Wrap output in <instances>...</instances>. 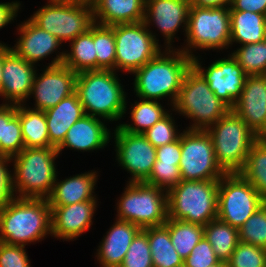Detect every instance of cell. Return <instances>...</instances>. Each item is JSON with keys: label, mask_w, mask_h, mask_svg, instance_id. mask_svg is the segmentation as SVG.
I'll return each instance as SVG.
<instances>
[{"label": "cell", "mask_w": 266, "mask_h": 267, "mask_svg": "<svg viewBox=\"0 0 266 267\" xmlns=\"http://www.w3.org/2000/svg\"><path fill=\"white\" fill-rule=\"evenodd\" d=\"M199 60L198 56L192 58V67L208 83L216 97L232 108L241 96L247 77L243 68L231 54L227 58L215 60L206 69Z\"/></svg>", "instance_id": "obj_16"}, {"label": "cell", "mask_w": 266, "mask_h": 267, "mask_svg": "<svg viewBox=\"0 0 266 267\" xmlns=\"http://www.w3.org/2000/svg\"><path fill=\"white\" fill-rule=\"evenodd\" d=\"M110 132L99 117L84 115L70 127L57 151L60 154L65 147L81 152L104 149L111 140Z\"/></svg>", "instance_id": "obj_21"}, {"label": "cell", "mask_w": 266, "mask_h": 267, "mask_svg": "<svg viewBox=\"0 0 266 267\" xmlns=\"http://www.w3.org/2000/svg\"><path fill=\"white\" fill-rule=\"evenodd\" d=\"M30 19L61 43L70 42L84 34L94 23L93 6L92 3L76 0L47 2Z\"/></svg>", "instance_id": "obj_10"}, {"label": "cell", "mask_w": 266, "mask_h": 267, "mask_svg": "<svg viewBox=\"0 0 266 267\" xmlns=\"http://www.w3.org/2000/svg\"><path fill=\"white\" fill-rule=\"evenodd\" d=\"M240 174L266 201V137L258 138L253 143Z\"/></svg>", "instance_id": "obj_35"}, {"label": "cell", "mask_w": 266, "mask_h": 267, "mask_svg": "<svg viewBox=\"0 0 266 267\" xmlns=\"http://www.w3.org/2000/svg\"><path fill=\"white\" fill-rule=\"evenodd\" d=\"M181 180L179 166L156 161L153 170L145 183L168 192L170 189L177 186Z\"/></svg>", "instance_id": "obj_42"}, {"label": "cell", "mask_w": 266, "mask_h": 267, "mask_svg": "<svg viewBox=\"0 0 266 267\" xmlns=\"http://www.w3.org/2000/svg\"><path fill=\"white\" fill-rule=\"evenodd\" d=\"M76 1H83V2H89V3H92L94 0H76Z\"/></svg>", "instance_id": "obj_53"}, {"label": "cell", "mask_w": 266, "mask_h": 267, "mask_svg": "<svg viewBox=\"0 0 266 267\" xmlns=\"http://www.w3.org/2000/svg\"><path fill=\"white\" fill-rule=\"evenodd\" d=\"M116 160L131 175L128 182H145L156 162V148L143 134L114 130Z\"/></svg>", "instance_id": "obj_15"}, {"label": "cell", "mask_w": 266, "mask_h": 267, "mask_svg": "<svg viewBox=\"0 0 266 267\" xmlns=\"http://www.w3.org/2000/svg\"><path fill=\"white\" fill-rule=\"evenodd\" d=\"M175 125L174 117L172 119V113H168L154 126L147 129L143 135L155 148H157L174 142L179 138L180 132L176 129L178 126Z\"/></svg>", "instance_id": "obj_41"}, {"label": "cell", "mask_w": 266, "mask_h": 267, "mask_svg": "<svg viewBox=\"0 0 266 267\" xmlns=\"http://www.w3.org/2000/svg\"><path fill=\"white\" fill-rule=\"evenodd\" d=\"M58 155L56 148H24L12 157L15 196L48 199L58 176L55 164Z\"/></svg>", "instance_id": "obj_4"}, {"label": "cell", "mask_w": 266, "mask_h": 267, "mask_svg": "<svg viewBox=\"0 0 266 267\" xmlns=\"http://www.w3.org/2000/svg\"><path fill=\"white\" fill-rule=\"evenodd\" d=\"M172 111L192 119L188 129L206 130L219 121L231 108L217 98L208 83L191 66L186 72Z\"/></svg>", "instance_id": "obj_6"}, {"label": "cell", "mask_w": 266, "mask_h": 267, "mask_svg": "<svg viewBox=\"0 0 266 267\" xmlns=\"http://www.w3.org/2000/svg\"><path fill=\"white\" fill-rule=\"evenodd\" d=\"M115 71L133 74L154 58L162 49L155 33L145 22L114 25Z\"/></svg>", "instance_id": "obj_12"}, {"label": "cell", "mask_w": 266, "mask_h": 267, "mask_svg": "<svg viewBox=\"0 0 266 267\" xmlns=\"http://www.w3.org/2000/svg\"><path fill=\"white\" fill-rule=\"evenodd\" d=\"M231 110L255 135L266 137V75L247 76L241 96Z\"/></svg>", "instance_id": "obj_18"}, {"label": "cell", "mask_w": 266, "mask_h": 267, "mask_svg": "<svg viewBox=\"0 0 266 267\" xmlns=\"http://www.w3.org/2000/svg\"><path fill=\"white\" fill-rule=\"evenodd\" d=\"M153 267H183V259L176 252L167 226L148 227Z\"/></svg>", "instance_id": "obj_32"}, {"label": "cell", "mask_w": 266, "mask_h": 267, "mask_svg": "<svg viewBox=\"0 0 266 267\" xmlns=\"http://www.w3.org/2000/svg\"><path fill=\"white\" fill-rule=\"evenodd\" d=\"M97 172H85L70 176L62 181L56 178L51 195L48 198L50 206H67L97 199L94 192L97 182ZM58 180V181H57ZM94 193V194H93Z\"/></svg>", "instance_id": "obj_26"}, {"label": "cell", "mask_w": 266, "mask_h": 267, "mask_svg": "<svg viewBox=\"0 0 266 267\" xmlns=\"http://www.w3.org/2000/svg\"><path fill=\"white\" fill-rule=\"evenodd\" d=\"M204 237L220 261L227 262L239 244V231L219 218L204 226Z\"/></svg>", "instance_id": "obj_31"}, {"label": "cell", "mask_w": 266, "mask_h": 267, "mask_svg": "<svg viewBox=\"0 0 266 267\" xmlns=\"http://www.w3.org/2000/svg\"><path fill=\"white\" fill-rule=\"evenodd\" d=\"M230 45L259 43L266 39V15L230 10Z\"/></svg>", "instance_id": "obj_27"}, {"label": "cell", "mask_w": 266, "mask_h": 267, "mask_svg": "<svg viewBox=\"0 0 266 267\" xmlns=\"http://www.w3.org/2000/svg\"><path fill=\"white\" fill-rule=\"evenodd\" d=\"M240 242L266 249V203L238 229Z\"/></svg>", "instance_id": "obj_38"}, {"label": "cell", "mask_w": 266, "mask_h": 267, "mask_svg": "<svg viewBox=\"0 0 266 267\" xmlns=\"http://www.w3.org/2000/svg\"><path fill=\"white\" fill-rule=\"evenodd\" d=\"M185 36L186 46L180 50L191 58L196 56L192 54L193 49H228L231 38L229 6L208 8L191 5Z\"/></svg>", "instance_id": "obj_8"}, {"label": "cell", "mask_w": 266, "mask_h": 267, "mask_svg": "<svg viewBox=\"0 0 266 267\" xmlns=\"http://www.w3.org/2000/svg\"><path fill=\"white\" fill-rule=\"evenodd\" d=\"M231 0H191V5L198 7H220L229 6Z\"/></svg>", "instance_id": "obj_49"}, {"label": "cell", "mask_w": 266, "mask_h": 267, "mask_svg": "<svg viewBox=\"0 0 266 267\" xmlns=\"http://www.w3.org/2000/svg\"><path fill=\"white\" fill-rule=\"evenodd\" d=\"M51 235L48 199L13 198L0 210V242L26 246Z\"/></svg>", "instance_id": "obj_2"}, {"label": "cell", "mask_w": 266, "mask_h": 267, "mask_svg": "<svg viewBox=\"0 0 266 267\" xmlns=\"http://www.w3.org/2000/svg\"><path fill=\"white\" fill-rule=\"evenodd\" d=\"M180 144L182 180H220L226 174L217 164L213 142L206 130L184 129L180 133Z\"/></svg>", "instance_id": "obj_13"}, {"label": "cell", "mask_w": 266, "mask_h": 267, "mask_svg": "<svg viewBox=\"0 0 266 267\" xmlns=\"http://www.w3.org/2000/svg\"><path fill=\"white\" fill-rule=\"evenodd\" d=\"M65 1H69V0H49V2H65Z\"/></svg>", "instance_id": "obj_52"}, {"label": "cell", "mask_w": 266, "mask_h": 267, "mask_svg": "<svg viewBox=\"0 0 266 267\" xmlns=\"http://www.w3.org/2000/svg\"><path fill=\"white\" fill-rule=\"evenodd\" d=\"M17 105L25 148H54L50 145L45 111Z\"/></svg>", "instance_id": "obj_28"}, {"label": "cell", "mask_w": 266, "mask_h": 267, "mask_svg": "<svg viewBox=\"0 0 266 267\" xmlns=\"http://www.w3.org/2000/svg\"><path fill=\"white\" fill-rule=\"evenodd\" d=\"M20 5L21 3L17 1L0 3V29L14 21V18L18 15L17 13L21 7ZM0 45H4V43H0Z\"/></svg>", "instance_id": "obj_48"}, {"label": "cell", "mask_w": 266, "mask_h": 267, "mask_svg": "<svg viewBox=\"0 0 266 267\" xmlns=\"http://www.w3.org/2000/svg\"><path fill=\"white\" fill-rule=\"evenodd\" d=\"M139 99H141L139 102L136 101L131 105L130 117L133 124L118 125L126 132L143 134L169 113V110L166 111L157 100Z\"/></svg>", "instance_id": "obj_33"}, {"label": "cell", "mask_w": 266, "mask_h": 267, "mask_svg": "<svg viewBox=\"0 0 266 267\" xmlns=\"http://www.w3.org/2000/svg\"><path fill=\"white\" fill-rule=\"evenodd\" d=\"M93 40L97 56V70L115 71L114 25L105 26L93 23Z\"/></svg>", "instance_id": "obj_36"}, {"label": "cell", "mask_w": 266, "mask_h": 267, "mask_svg": "<svg viewBox=\"0 0 266 267\" xmlns=\"http://www.w3.org/2000/svg\"><path fill=\"white\" fill-rule=\"evenodd\" d=\"M226 263L227 267H266V249L239 242Z\"/></svg>", "instance_id": "obj_40"}, {"label": "cell", "mask_w": 266, "mask_h": 267, "mask_svg": "<svg viewBox=\"0 0 266 267\" xmlns=\"http://www.w3.org/2000/svg\"><path fill=\"white\" fill-rule=\"evenodd\" d=\"M219 180L185 181L167 192L168 218L205 226L217 218Z\"/></svg>", "instance_id": "obj_5"}, {"label": "cell", "mask_w": 266, "mask_h": 267, "mask_svg": "<svg viewBox=\"0 0 266 267\" xmlns=\"http://www.w3.org/2000/svg\"><path fill=\"white\" fill-rule=\"evenodd\" d=\"M190 6L191 0H146L144 22L148 30L152 22L159 28L166 49L173 48L171 43L182 24L186 35Z\"/></svg>", "instance_id": "obj_19"}, {"label": "cell", "mask_w": 266, "mask_h": 267, "mask_svg": "<svg viewBox=\"0 0 266 267\" xmlns=\"http://www.w3.org/2000/svg\"><path fill=\"white\" fill-rule=\"evenodd\" d=\"M35 66L18 56L8 45L4 44L2 87L0 90V96L6 101L3 104H24L30 98L37 73Z\"/></svg>", "instance_id": "obj_17"}, {"label": "cell", "mask_w": 266, "mask_h": 267, "mask_svg": "<svg viewBox=\"0 0 266 267\" xmlns=\"http://www.w3.org/2000/svg\"><path fill=\"white\" fill-rule=\"evenodd\" d=\"M266 201L240 173L219 180L217 218L239 229Z\"/></svg>", "instance_id": "obj_11"}, {"label": "cell", "mask_w": 266, "mask_h": 267, "mask_svg": "<svg viewBox=\"0 0 266 267\" xmlns=\"http://www.w3.org/2000/svg\"><path fill=\"white\" fill-rule=\"evenodd\" d=\"M117 202V220L141 229L164 225L168 219L167 192L145 182H128Z\"/></svg>", "instance_id": "obj_9"}, {"label": "cell", "mask_w": 266, "mask_h": 267, "mask_svg": "<svg viewBox=\"0 0 266 267\" xmlns=\"http://www.w3.org/2000/svg\"><path fill=\"white\" fill-rule=\"evenodd\" d=\"M0 267H31L25 246L0 242Z\"/></svg>", "instance_id": "obj_44"}, {"label": "cell", "mask_w": 266, "mask_h": 267, "mask_svg": "<svg viewBox=\"0 0 266 267\" xmlns=\"http://www.w3.org/2000/svg\"><path fill=\"white\" fill-rule=\"evenodd\" d=\"M141 230L134 223L116 219L97 249L96 257L101 267H119L131 242Z\"/></svg>", "instance_id": "obj_23"}, {"label": "cell", "mask_w": 266, "mask_h": 267, "mask_svg": "<svg viewBox=\"0 0 266 267\" xmlns=\"http://www.w3.org/2000/svg\"><path fill=\"white\" fill-rule=\"evenodd\" d=\"M231 55L247 76L266 75V39L259 43L241 45Z\"/></svg>", "instance_id": "obj_37"}, {"label": "cell", "mask_w": 266, "mask_h": 267, "mask_svg": "<svg viewBox=\"0 0 266 267\" xmlns=\"http://www.w3.org/2000/svg\"><path fill=\"white\" fill-rule=\"evenodd\" d=\"M51 207V236L66 241L77 239L93 224L97 199L82 201L67 206Z\"/></svg>", "instance_id": "obj_20"}, {"label": "cell", "mask_w": 266, "mask_h": 267, "mask_svg": "<svg viewBox=\"0 0 266 267\" xmlns=\"http://www.w3.org/2000/svg\"><path fill=\"white\" fill-rule=\"evenodd\" d=\"M86 115L118 121L126 113V92L114 70L77 74L76 90Z\"/></svg>", "instance_id": "obj_3"}, {"label": "cell", "mask_w": 266, "mask_h": 267, "mask_svg": "<svg viewBox=\"0 0 266 267\" xmlns=\"http://www.w3.org/2000/svg\"><path fill=\"white\" fill-rule=\"evenodd\" d=\"M119 267H153L148 228L142 229L135 236Z\"/></svg>", "instance_id": "obj_39"}, {"label": "cell", "mask_w": 266, "mask_h": 267, "mask_svg": "<svg viewBox=\"0 0 266 267\" xmlns=\"http://www.w3.org/2000/svg\"><path fill=\"white\" fill-rule=\"evenodd\" d=\"M219 261L211 244L203 237L190 255L183 260V267H209Z\"/></svg>", "instance_id": "obj_43"}, {"label": "cell", "mask_w": 266, "mask_h": 267, "mask_svg": "<svg viewBox=\"0 0 266 267\" xmlns=\"http://www.w3.org/2000/svg\"><path fill=\"white\" fill-rule=\"evenodd\" d=\"M4 58V45H0V90L2 87V63Z\"/></svg>", "instance_id": "obj_50"}, {"label": "cell", "mask_w": 266, "mask_h": 267, "mask_svg": "<svg viewBox=\"0 0 266 267\" xmlns=\"http://www.w3.org/2000/svg\"><path fill=\"white\" fill-rule=\"evenodd\" d=\"M70 52H65L63 64L76 74L97 70V56L93 40V24L69 43Z\"/></svg>", "instance_id": "obj_30"}, {"label": "cell", "mask_w": 266, "mask_h": 267, "mask_svg": "<svg viewBox=\"0 0 266 267\" xmlns=\"http://www.w3.org/2000/svg\"><path fill=\"white\" fill-rule=\"evenodd\" d=\"M210 135L217 164L226 174L240 173L249 150L259 138L232 110L206 129Z\"/></svg>", "instance_id": "obj_7"}, {"label": "cell", "mask_w": 266, "mask_h": 267, "mask_svg": "<svg viewBox=\"0 0 266 267\" xmlns=\"http://www.w3.org/2000/svg\"><path fill=\"white\" fill-rule=\"evenodd\" d=\"M229 9L266 15V0H231Z\"/></svg>", "instance_id": "obj_47"}, {"label": "cell", "mask_w": 266, "mask_h": 267, "mask_svg": "<svg viewBox=\"0 0 266 267\" xmlns=\"http://www.w3.org/2000/svg\"><path fill=\"white\" fill-rule=\"evenodd\" d=\"M181 159V144L179 138L171 143L156 148V161L179 166Z\"/></svg>", "instance_id": "obj_46"}, {"label": "cell", "mask_w": 266, "mask_h": 267, "mask_svg": "<svg viewBox=\"0 0 266 267\" xmlns=\"http://www.w3.org/2000/svg\"><path fill=\"white\" fill-rule=\"evenodd\" d=\"M84 115V108L76 92L45 110L50 145L57 149L70 127Z\"/></svg>", "instance_id": "obj_24"}, {"label": "cell", "mask_w": 266, "mask_h": 267, "mask_svg": "<svg viewBox=\"0 0 266 267\" xmlns=\"http://www.w3.org/2000/svg\"><path fill=\"white\" fill-rule=\"evenodd\" d=\"M176 252L185 260L204 237V226L168 218L165 222Z\"/></svg>", "instance_id": "obj_34"}, {"label": "cell", "mask_w": 266, "mask_h": 267, "mask_svg": "<svg viewBox=\"0 0 266 267\" xmlns=\"http://www.w3.org/2000/svg\"><path fill=\"white\" fill-rule=\"evenodd\" d=\"M209 267H227V263L224 261H219L217 264L211 265Z\"/></svg>", "instance_id": "obj_51"}, {"label": "cell", "mask_w": 266, "mask_h": 267, "mask_svg": "<svg viewBox=\"0 0 266 267\" xmlns=\"http://www.w3.org/2000/svg\"><path fill=\"white\" fill-rule=\"evenodd\" d=\"M93 20L105 26L144 21L146 0H94Z\"/></svg>", "instance_id": "obj_25"}, {"label": "cell", "mask_w": 266, "mask_h": 267, "mask_svg": "<svg viewBox=\"0 0 266 267\" xmlns=\"http://www.w3.org/2000/svg\"><path fill=\"white\" fill-rule=\"evenodd\" d=\"M12 159L8 156H0V210L15 198L13 187V173L7 168Z\"/></svg>", "instance_id": "obj_45"}, {"label": "cell", "mask_w": 266, "mask_h": 267, "mask_svg": "<svg viewBox=\"0 0 266 267\" xmlns=\"http://www.w3.org/2000/svg\"><path fill=\"white\" fill-rule=\"evenodd\" d=\"M65 52L56 54L42 74L36 73L30 94L35 99L34 109L45 111L75 93L77 74L63 64Z\"/></svg>", "instance_id": "obj_14"}, {"label": "cell", "mask_w": 266, "mask_h": 267, "mask_svg": "<svg viewBox=\"0 0 266 267\" xmlns=\"http://www.w3.org/2000/svg\"><path fill=\"white\" fill-rule=\"evenodd\" d=\"M16 111L17 105L3 104L0 107V156L12 158L25 148Z\"/></svg>", "instance_id": "obj_29"}, {"label": "cell", "mask_w": 266, "mask_h": 267, "mask_svg": "<svg viewBox=\"0 0 266 267\" xmlns=\"http://www.w3.org/2000/svg\"><path fill=\"white\" fill-rule=\"evenodd\" d=\"M191 66L192 58L180 48H165L133 73L134 92L137 97L148 100L160 101L168 97L173 106L185 74Z\"/></svg>", "instance_id": "obj_1"}, {"label": "cell", "mask_w": 266, "mask_h": 267, "mask_svg": "<svg viewBox=\"0 0 266 267\" xmlns=\"http://www.w3.org/2000/svg\"><path fill=\"white\" fill-rule=\"evenodd\" d=\"M18 27L19 39L10 48L27 62L36 65L38 61L61 49L59 39L38 27L30 18Z\"/></svg>", "instance_id": "obj_22"}]
</instances>
